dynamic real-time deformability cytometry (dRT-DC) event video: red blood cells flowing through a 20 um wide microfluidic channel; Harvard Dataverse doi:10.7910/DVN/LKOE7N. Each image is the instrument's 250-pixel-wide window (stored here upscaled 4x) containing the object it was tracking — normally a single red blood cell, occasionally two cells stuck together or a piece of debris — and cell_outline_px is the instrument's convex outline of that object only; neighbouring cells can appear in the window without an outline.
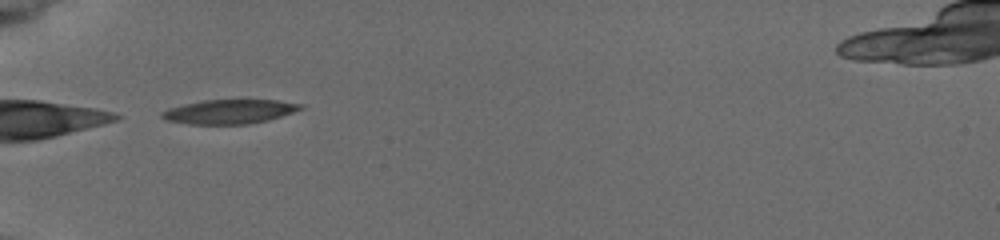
{"species": "common noctule bat (a hibernating species)", "species_latin": "Nyctalus noctula", "temperature_condition": "cold", "stored_images_in_passage": 2, "camera_frame_rate_fps": 3000, "um_per_image_px": 0.085, "animal": {"sex": "female", "body_mass_g": 19.5, "forearm_length_mm": 54.1}, "frame": {"image": 1, "passage_image": 1, "time_ms": 0.0, "image_size_px": [1000, 240], "cell_outline_px": [[304, 108], [268, 120], [248, 124], [188, 124], [164, 120], [160, 116], [160, 112], [168, 108], [184, 104], [204, 100], [276, 100], [304, 104]], "centroid_in_image_um": [19.46, 9.49], "position_along_channel_um": 65.5, "area_um2": 19.59}}